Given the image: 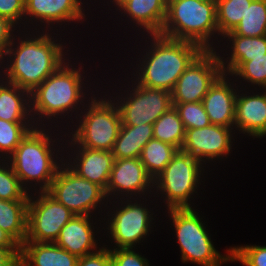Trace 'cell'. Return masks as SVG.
<instances>
[{
  "instance_id": "obj_1",
  "label": "cell",
  "mask_w": 266,
  "mask_h": 266,
  "mask_svg": "<svg viewBox=\"0 0 266 266\" xmlns=\"http://www.w3.org/2000/svg\"><path fill=\"white\" fill-rule=\"evenodd\" d=\"M27 39L26 41L20 40L17 49H12L14 42L12 41V44L4 53L9 57L12 56L10 57L12 61L10 60V65H7L8 69L5 74L7 75L6 82L14 83L19 88L31 93L48 76L54 73L66 59L63 57L62 44H56L50 34L45 33L35 37V39Z\"/></svg>"
},
{
  "instance_id": "obj_2",
  "label": "cell",
  "mask_w": 266,
  "mask_h": 266,
  "mask_svg": "<svg viewBox=\"0 0 266 266\" xmlns=\"http://www.w3.org/2000/svg\"><path fill=\"white\" fill-rule=\"evenodd\" d=\"M151 36L154 43L151 51H146L144 55L137 83L172 92L182 73L204 50L192 42L174 40L160 34Z\"/></svg>"
},
{
  "instance_id": "obj_3",
  "label": "cell",
  "mask_w": 266,
  "mask_h": 266,
  "mask_svg": "<svg viewBox=\"0 0 266 266\" xmlns=\"http://www.w3.org/2000/svg\"><path fill=\"white\" fill-rule=\"evenodd\" d=\"M218 31L216 0H167V13L160 35L195 43L204 51Z\"/></svg>"
},
{
  "instance_id": "obj_4",
  "label": "cell",
  "mask_w": 266,
  "mask_h": 266,
  "mask_svg": "<svg viewBox=\"0 0 266 266\" xmlns=\"http://www.w3.org/2000/svg\"><path fill=\"white\" fill-rule=\"evenodd\" d=\"M37 127L31 129L8 157L22 186L26 182H40V191H47L56 176L59 164L54 160L52 139ZM53 156V157H52Z\"/></svg>"
},
{
  "instance_id": "obj_5",
  "label": "cell",
  "mask_w": 266,
  "mask_h": 266,
  "mask_svg": "<svg viewBox=\"0 0 266 266\" xmlns=\"http://www.w3.org/2000/svg\"><path fill=\"white\" fill-rule=\"evenodd\" d=\"M80 69H72L69 64L64 62L54 73L48 76L30 93L29 102L33 107L30 109L31 113L34 112V115L37 114L38 116L43 115L39 116L41 119L44 116L49 119L51 116H58L59 113L62 115L66 111L68 113V111L76 109V104L78 105L85 95L82 92L81 85L83 83Z\"/></svg>"
},
{
  "instance_id": "obj_6",
  "label": "cell",
  "mask_w": 266,
  "mask_h": 266,
  "mask_svg": "<svg viewBox=\"0 0 266 266\" xmlns=\"http://www.w3.org/2000/svg\"><path fill=\"white\" fill-rule=\"evenodd\" d=\"M193 208L169 209L173 226L180 244L182 261L203 266H219L231 261V249L228 255H220L214 248L204 224Z\"/></svg>"
},
{
  "instance_id": "obj_7",
  "label": "cell",
  "mask_w": 266,
  "mask_h": 266,
  "mask_svg": "<svg viewBox=\"0 0 266 266\" xmlns=\"http://www.w3.org/2000/svg\"><path fill=\"white\" fill-rule=\"evenodd\" d=\"M100 100L93 98L89 102L71 143H77V147L112 151L122 125L120 112L111 99Z\"/></svg>"
},
{
  "instance_id": "obj_8",
  "label": "cell",
  "mask_w": 266,
  "mask_h": 266,
  "mask_svg": "<svg viewBox=\"0 0 266 266\" xmlns=\"http://www.w3.org/2000/svg\"><path fill=\"white\" fill-rule=\"evenodd\" d=\"M201 164L190 154L178 150L165 169L155 177L153 185H158L157 191L166 195L168 209L191 208L188 199L199 184Z\"/></svg>"
},
{
  "instance_id": "obj_9",
  "label": "cell",
  "mask_w": 266,
  "mask_h": 266,
  "mask_svg": "<svg viewBox=\"0 0 266 266\" xmlns=\"http://www.w3.org/2000/svg\"><path fill=\"white\" fill-rule=\"evenodd\" d=\"M69 164L64 163L59 167L47 192L75 215H88L91 218V210L96 209L98 203L107 197L105 190L76 174Z\"/></svg>"
},
{
  "instance_id": "obj_10",
  "label": "cell",
  "mask_w": 266,
  "mask_h": 266,
  "mask_svg": "<svg viewBox=\"0 0 266 266\" xmlns=\"http://www.w3.org/2000/svg\"><path fill=\"white\" fill-rule=\"evenodd\" d=\"M39 194L36 201L29 195L25 241L55 242L60 230L75 214L47 191Z\"/></svg>"
},
{
  "instance_id": "obj_11",
  "label": "cell",
  "mask_w": 266,
  "mask_h": 266,
  "mask_svg": "<svg viewBox=\"0 0 266 266\" xmlns=\"http://www.w3.org/2000/svg\"><path fill=\"white\" fill-rule=\"evenodd\" d=\"M203 51L182 73L171 92L172 103L201 102L223 74L216 51Z\"/></svg>"
},
{
  "instance_id": "obj_12",
  "label": "cell",
  "mask_w": 266,
  "mask_h": 266,
  "mask_svg": "<svg viewBox=\"0 0 266 266\" xmlns=\"http://www.w3.org/2000/svg\"><path fill=\"white\" fill-rule=\"evenodd\" d=\"M132 91L134 93H130V97H126V100L122 99L119 102L121 104L116 103L122 125H153L162 114L173 106L171 92L166 90L137 84Z\"/></svg>"
},
{
  "instance_id": "obj_13",
  "label": "cell",
  "mask_w": 266,
  "mask_h": 266,
  "mask_svg": "<svg viewBox=\"0 0 266 266\" xmlns=\"http://www.w3.org/2000/svg\"><path fill=\"white\" fill-rule=\"evenodd\" d=\"M231 130L232 128L214 124L188 129L181 150L200 162L227 156L232 145Z\"/></svg>"
},
{
  "instance_id": "obj_14",
  "label": "cell",
  "mask_w": 266,
  "mask_h": 266,
  "mask_svg": "<svg viewBox=\"0 0 266 266\" xmlns=\"http://www.w3.org/2000/svg\"><path fill=\"white\" fill-rule=\"evenodd\" d=\"M107 228L118 248H132L149 232L153 218L142 204L128 203L114 212Z\"/></svg>"
},
{
  "instance_id": "obj_15",
  "label": "cell",
  "mask_w": 266,
  "mask_h": 266,
  "mask_svg": "<svg viewBox=\"0 0 266 266\" xmlns=\"http://www.w3.org/2000/svg\"><path fill=\"white\" fill-rule=\"evenodd\" d=\"M153 184L154 179L147 173L139 158L115 159L105 193L107 198L111 194L115 195V192L116 195L120 192L124 195L122 192H125L126 196L141 192L145 194Z\"/></svg>"
},
{
  "instance_id": "obj_16",
  "label": "cell",
  "mask_w": 266,
  "mask_h": 266,
  "mask_svg": "<svg viewBox=\"0 0 266 266\" xmlns=\"http://www.w3.org/2000/svg\"><path fill=\"white\" fill-rule=\"evenodd\" d=\"M225 80L223 73L209 88L202 103L211 124L232 128L235 124L237 92Z\"/></svg>"
},
{
  "instance_id": "obj_17",
  "label": "cell",
  "mask_w": 266,
  "mask_h": 266,
  "mask_svg": "<svg viewBox=\"0 0 266 266\" xmlns=\"http://www.w3.org/2000/svg\"><path fill=\"white\" fill-rule=\"evenodd\" d=\"M78 148V155L75 158L77 161L74 159V165L69 167L79 176L106 190L115 160L112 152L85 147Z\"/></svg>"
},
{
  "instance_id": "obj_18",
  "label": "cell",
  "mask_w": 266,
  "mask_h": 266,
  "mask_svg": "<svg viewBox=\"0 0 266 266\" xmlns=\"http://www.w3.org/2000/svg\"><path fill=\"white\" fill-rule=\"evenodd\" d=\"M245 95L238 94L236 98L235 126L249 136L263 137L266 135V92Z\"/></svg>"
},
{
  "instance_id": "obj_19",
  "label": "cell",
  "mask_w": 266,
  "mask_h": 266,
  "mask_svg": "<svg viewBox=\"0 0 266 266\" xmlns=\"http://www.w3.org/2000/svg\"><path fill=\"white\" fill-rule=\"evenodd\" d=\"M78 257L54 242L25 241L20 247L21 266H77Z\"/></svg>"
},
{
  "instance_id": "obj_20",
  "label": "cell",
  "mask_w": 266,
  "mask_h": 266,
  "mask_svg": "<svg viewBox=\"0 0 266 266\" xmlns=\"http://www.w3.org/2000/svg\"><path fill=\"white\" fill-rule=\"evenodd\" d=\"M89 220L88 215H74L60 230L54 243L78 258L93 253L90 251L97 249V245Z\"/></svg>"
},
{
  "instance_id": "obj_21",
  "label": "cell",
  "mask_w": 266,
  "mask_h": 266,
  "mask_svg": "<svg viewBox=\"0 0 266 266\" xmlns=\"http://www.w3.org/2000/svg\"><path fill=\"white\" fill-rule=\"evenodd\" d=\"M80 0H25V13L32 19H39L42 23L62 21H80L85 16L82 13Z\"/></svg>"
},
{
  "instance_id": "obj_22",
  "label": "cell",
  "mask_w": 266,
  "mask_h": 266,
  "mask_svg": "<svg viewBox=\"0 0 266 266\" xmlns=\"http://www.w3.org/2000/svg\"><path fill=\"white\" fill-rule=\"evenodd\" d=\"M120 9L148 34H160L166 19L167 0H129Z\"/></svg>"
},
{
  "instance_id": "obj_23",
  "label": "cell",
  "mask_w": 266,
  "mask_h": 266,
  "mask_svg": "<svg viewBox=\"0 0 266 266\" xmlns=\"http://www.w3.org/2000/svg\"><path fill=\"white\" fill-rule=\"evenodd\" d=\"M153 138V125H121L114 143V159L139 158L143 147Z\"/></svg>"
},
{
  "instance_id": "obj_24",
  "label": "cell",
  "mask_w": 266,
  "mask_h": 266,
  "mask_svg": "<svg viewBox=\"0 0 266 266\" xmlns=\"http://www.w3.org/2000/svg\"><path fill=\"white\" fill-rule=\"evenodd\" d=\"M24 95L28 99H25L27 97ZM29 100V91L19 88L14 83L3 81L0 83V119L9 122H26V119L32 116L29 114L31 113V106L27 102Z\"/></svg>"
},
{
  "instance_id": "obj_25",
  "label": "cell",
  "mask_w": 266,
  "mask_h": 266,
  "mask_svg": "<svg viewBox=\"0 0 266 266\" xmlns=\"http://www.w3.org/2000/svg\"><path fill=\"white\" fill-rule=\"evenodd\" d=\"M232 39L231 58L224 63L220 57V63L223 73L233 74L249 57L264 56L266 54V35L257 37H244L236 34H225L224 38ZM227 64V67L225 66ZM227 72V74H226Z\"/></svg>"
},
{
  "instance_id": "obj_26",
  "label": "cell",
  "mask_w": 266,
  "mask_h": 266,
  "mask_svg": "<svg viewBox=\"0 0 266 266\" xmlns=\"http://www.w3.org/2000/svg\"><path fill=\"white\" fill-rule=\"evenodd\" d=\"M29 200L0 199V228L20 246L27 235V211Z\"/></svg>"
},
{
  "instance_id": "obj_27",
  "label": "cell",
  "mask_w": 266,
  "mask_h": 266,
  "mask_svg": "<svg viewBox=\"0 0 266 266\" xmlns=\"http://www.w3.org/2000/svg\"><path fill=\"white\" fill-rule=\"evenodd\" d=\"M186 129L178 111L172 106L153 123V138L181 150Z\"/></svg>"
},
{
  "instance_id": "obj_28",
  "label": "cell",
  "mask_w": 266,
  "mask_h": 266,
  "mask_svg": "<svg viewBox=\"0 0 266 266\" xmlns=\"http://www.w3.org/2000/svg\"><path fill=\"white\" fill-rule=\"evenodd\" d=\"M178 149L152 138L142 149L139 159L147 173L155 179L172 160Z\"/></svg>"
},
{
  "instance_id": "obj_29",
  "label": "cell",
  "mask_w": 266,
  "mask_h": 266,
  "mask_svg": "<svg viewBox=\"0 0 266 266\" xmlns=\"http://www.w3.org/2000/svg\"><path fill=\"white\" fill-rule=\"evenodd\" d=\"M226 34H236L244 37L265 36L266 1L253 0L241 21L232 31Z\"/></svg>"
},
{
  "instance_id": "obj_30",
  "label": "cell",
  "mask_w": 266,
  "mask_h": 266,
  "mask_svg": "<svg viewBox=\"0 0 266 266\" xmlns=\"http://www.w3.org/2000/svg\"><path fill=\"white\" fill-rule=\"evenodd\" d=\"M253 0H216L219 35L232 31L241 21Z\"/></svg>"
},
{
  "instance_id": "obj_31",
  "label": "cell",
  "mask_w": 266,
  "mask_h": 266,
  "mask_svg": "<svg viewBox=\"0 0 266 266\" xmlns=\"http://www.w3.org/2000/svg\"><path fill=\"white\" fill-rule=\"evenodd\" d=\"M33 127L35 126L27 122H9L0 119V152L6 153V156L8 153L11 155Z\"/></svg>"
},
{
  "instance_id": "obj_32",
  "label": "cell",
  "mask_w": 266,
  "mask_h": 266,
  "mask_svg": "<svg viewBox=\"0 0 266 266\" xmlns=\"http://www.w3.org/2000/svg\"><path fill=\"white\" fill-rule=\"evenodd\" d=\"M186 130L209 126L210 120L201 102L172 103Z\"/></svg>"
},
{
  "instance_id": "obj_33",
  "label": "cell",
  "mask_w": 266,
  "mask_h": 266,
  "mask_svg": "<svg viewBox=\"0 0 266 266\" xmlns=\"http://www.w3.org/2000/svg\"><path fill=\"white\" fill-rule=\"evenodd\" d=\"M0 165V199L29 200L27 188L23 187L11 165ZM8 168V169H7Z\"/></svg>"
},
{
  "instance_id": "obj_34",
  "label": "cell",
  "mask_w": 266,
  "mask_h": 266,
  "mask_svg": "<svg viewBox=\"0 0 266 266\" xmlns=\"http://www.w3.org/2000/svg\"><path fill=\"white\" fill-rule=\"evenodd\" d=\"M236 77L258 84L266 89V54L264 56L249 57V61H245L233 74Z\"/></svg>"
},
{
  "instance_id": "obj_35",
  "label": "cell",
  "mask_w": 266,
  "mask_h": 266,
  "mask_svg": "<svg viewBox=\"0 0 266 266\" xmlns=\"http://www.w3.org/2000/svg\"><path fill=\"white\" fill-rule=\"evenodd\" d=\"M231 261H240L246 266H266V246L231 248Z\"/></svg>"
},
{
  "instance_id": "obj_36",
  "label": "cell",
  "mask_w": 266,
  "mask_h": 266,
  "mask_svg": "<svg viewBox=\"0 0 266 266\" xmlns=\"http://www.w3.org/2000/svg\"><path fill=\"white\" fill-rule=\"evenodd\" d=\"M132 248L110 249L112 266H149L148 260L135 253Z\"/></svg>"
},
{
  "instance_id": "obj_37",
  "label": "cell",
  "mask_w": 266,
  "mask_h": 266,
  "mask_svg": "<svg viewBox=\"0 0 266 266\" xmlns=\"http://www.w3.org/2000/svg\"><path fill=\"white\" fill-rule=\"evenodd\" d=\"M25 13V0H0V16L8 18L17 24ZM23 15V16H22Z\"/></svg>"
},
{
  "instance_id": "obj_38",
  "label": "cell",
  "mask_w": 266,
  "mask_h": 266,
  "mask_svg": "<svg viewBox=\"0 0 266 266\" xmlns=\"http://www.w3.org/2000/svg\"><path fill=\"white\" fill-rule=\"evenodd\" d=\"M77 266H112L110 250L99 248V251L80 257Z\"/></svg>"
},
{
  "instance_id": "obj_39",
  "label": "cell",
  "mask_w": 266,
  "mask_h": 266,
  "mask_svg": "<svg viewBox=\"0 0 266 266\" xmlns=\"http://www.w3.org/2000/svg\"><path fill=\"white\" fill-rule=\"evenodd\" d=\"M15 24L11 22L8 18L0 16V51L6 52L8 47L12 44L13 37H11L12 28Z\"/></svg>"
},
{
  "instance_id": "obj_40",
  "label": "cell",
  "mask_w": 266,
  "mask_h": 266,
  "mask_svg": "<svg viewBox=\"0 0 266 266\" xmlns=\"http://www.w3.org/2000/svg\"><path fill=\"white\" fill-rule=\"evenodd\" d=\"M20 247L0 246V266H18Z\"/></svg>"
},
{
  "instance_id": "obj_41",
  "label": "cell",
  "mask_w": 266,
  "mask_h": 266,
  "mask_svg": "<svg viewBox=\"0 0 266 266\" xmlns=\"http://www.w3.org/2000/svg\"><path fill=\"white\" fill-rule=\"evenodd\" d=\"M0 246L1 247H21L8 233L0 228Z\"/></svg>"
},
{
  "instance_id": "obj_42",
  "label": "cell",
  "mask_w": 266,
  "mask_h": 266,
  "mask_svg": "<svg viewBox=\"0 0 266 266\" xmlns=\"http://www.w3.org/2000/svg\"><path fill=\"white\" fill-rule=\"evenodd\" d=\"M115 4L118 6V8H121L126 2L129 0H113Z\"/></svg>"
},
{
  "instance_id": "obj_43",
  "label": "cell",
  "mask_w": 266,
  "mask_h": 266,
  "mask_svg": "<svg viewBox=\"0 0 266 266\" xmlns=\"http://www.w3.org/2000/svg\"><path fill=\"white\" fill-rule=\"evenodd\" d=\"M3 56H5L4 53L2 51H0V61L3 60V58H4Z\"/></svg>"
}]
</instances>
